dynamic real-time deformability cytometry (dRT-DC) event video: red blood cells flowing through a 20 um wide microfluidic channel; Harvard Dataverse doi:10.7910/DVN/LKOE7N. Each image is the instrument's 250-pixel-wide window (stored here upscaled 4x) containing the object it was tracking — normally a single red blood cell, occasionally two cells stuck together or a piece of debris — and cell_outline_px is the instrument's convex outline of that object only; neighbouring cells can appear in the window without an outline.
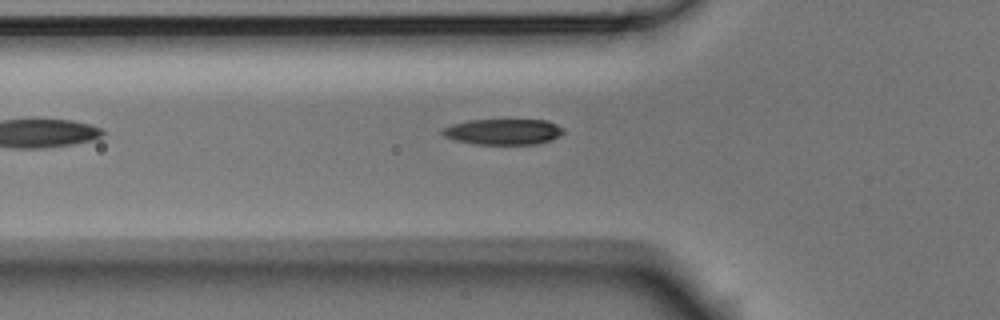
{"species": "Egyptian fruit bat (a non-hibernating species)", "species_latin": "Rousettus aegyptiacus", "temperature_condition": "room temperature", "stored_images_in_passage": 3, "camera_frame_rate_fps": 3000, "um_per_image_px": 0.085, "animal": {"sex": "male"}, "frame": {"image": 1, "passage_image": 3, "time_ms": 0.667, "image_size_px": [1000, 320], "cell_outline_px": [[564, 132], [548, 140], [536, 144], [476, 144], [456, 140], [444, 136], [440, 132], [444, 128], [452, 124], [468, 120], [544, 120], [556, 124], [564, 128]], "centroid_in_image_um": [42.74, 11.19], "position_along_channel_um": 83.1, "area_um2": 17.92}}